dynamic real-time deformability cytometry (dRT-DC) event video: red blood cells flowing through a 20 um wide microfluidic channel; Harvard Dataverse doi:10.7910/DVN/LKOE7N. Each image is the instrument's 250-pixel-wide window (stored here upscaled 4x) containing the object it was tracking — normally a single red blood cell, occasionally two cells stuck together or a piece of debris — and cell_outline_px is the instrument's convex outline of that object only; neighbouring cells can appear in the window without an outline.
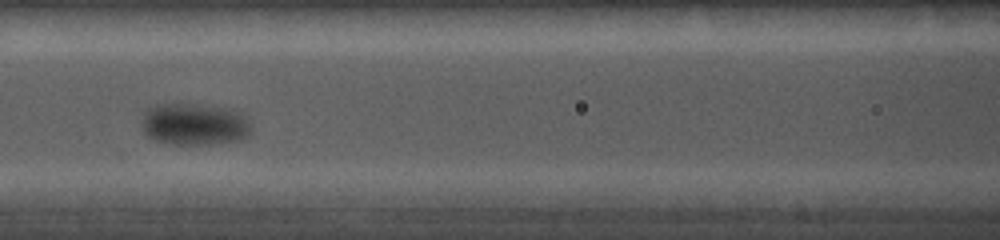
{"species": "common noctule bat (a hibernating species)", "species_latin": "Nyctalus noctula", "temperature_condition": "cold", "stored_images_in_passage": 21, "camera_frame_rate_fps": 5000, "um_per_image_px": 0.085, "animal": {"sex": "female", "body_mass_g": 19.0, "forearm_length_mm": 56.7}, "frame": {"image": 1, "passage_image": 10, "time_ms": 6.8, "image_size_px": [1000, 240], "cell_outline_px": [[252, 132], [248, 136], [240, 140], [208, 144], [172, 144], [156, 140], [148, 136], [144, 132], [144, 112], [148, 104], [200, 104], [236, 108], [244, 112]], "centroid_in_image_um": [16.58, 10.52], "position_along_channel_um": 150.0, "area_um2": 27.22}}
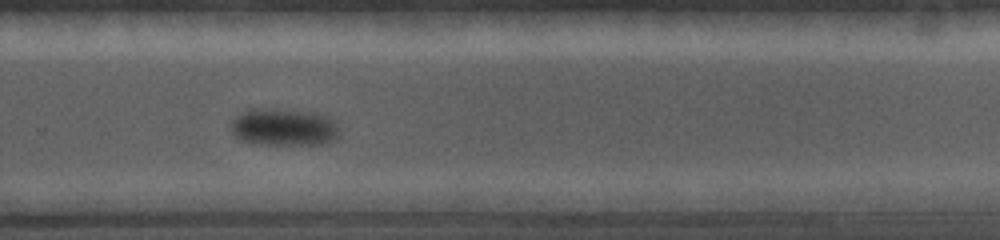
{"frame": {"image": 2, "passage_image": 14, "time_ms": 10.6, "image_size_px": [1000, 240], "cell_outline_px": [[340, 136], [336, 140], [320, 144], [260, 144], [240, 140], [228, 128], [232, 120], [236, 116], [248, 108], [276, 108], [320, 112], [328, 116], [336, 124]], "centroid_in_image_um": [24.12, 10.78], "position_along_channel_um": 305.7, "area_um2": 24.16}}
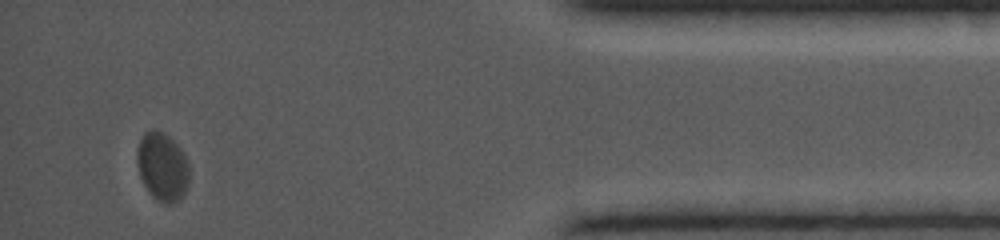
{"frame": {"image": 3, "passage_image": 20, "time_ms": 14.4, "image_size_px": [1000, 240], "cell_outline_px": [[188, 184], [184, 192], [176, 200], [168, 204], [152, 196], [148, 192], [140, 176], [136, 164], [136, 148], [144, 132], [152, 128], [168, 136], [184, 152], [188, 164]], "centroid_in_image_um": [13.76, 14.13], "position_along_channel_um": 421.4, "area_um2": 20.63}}